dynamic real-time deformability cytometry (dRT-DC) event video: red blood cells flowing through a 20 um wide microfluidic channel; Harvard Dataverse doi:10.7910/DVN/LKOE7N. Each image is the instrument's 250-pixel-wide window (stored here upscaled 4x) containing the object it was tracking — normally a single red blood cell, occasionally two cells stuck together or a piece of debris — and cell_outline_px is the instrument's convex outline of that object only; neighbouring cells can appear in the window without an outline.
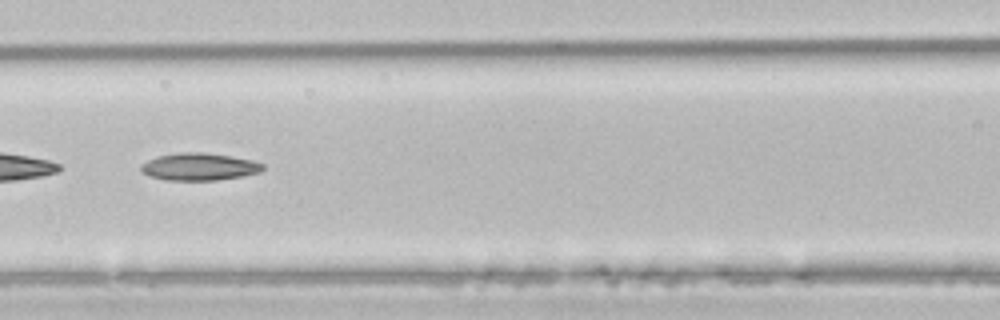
{"species": "common noctule bat (a hibernating species)", "species_latin": "Nyctalus noctula", "temperature_condition": "room temperature", "stored_images_in_passage": 49, "segment_of_instrument_passage": [2, 2], "camera_frame_rate_fps": 3000, "um_per_image_px": 0.085, "animal": {"sex": "male", "body_mass_g": 21.5, "forearm_length_mm": 52.0}, "frame": {"image": 1, "passage_image": 22, "time_ms": 7.0, "image_size_px": [1000, 320], "cell_outline_px": [[264, 168], [260, 172], [240, 176], [216, 180], [164, 180], [148, 176], [140, 172], [140, 164], [148, 160], [160, 156], [180, 152], [204, 152], [252, 160], [264, 164]], "centroid_in_image_um": [16.88, 14.18], "position_along_channel_um": 149.7, "area_um2": 19.36}}
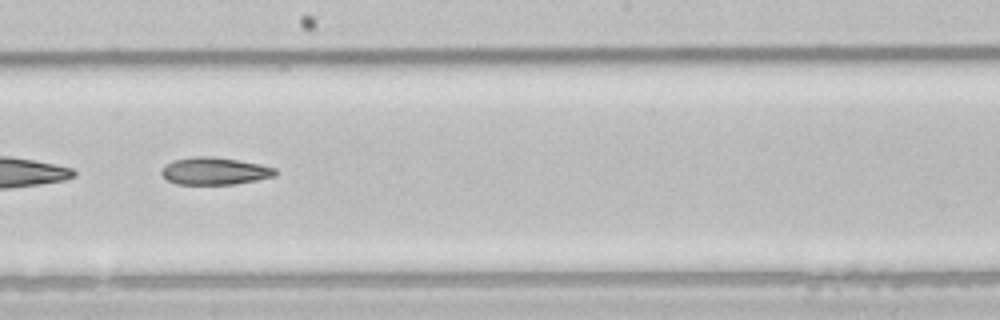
{"frame": {"image": 2, "passage_image": 28, "time_ms": 9.0, "image_size_px": [1000, 320], "cell_outline_px": [[276, 176], [236, 184], [176, 184], [168, 180], [160, 172], [172, 160], [196, 156], [212, 156], [260, 164], [276, 168]], "centroid_in_image_um": [18.26, 14.54], "position_along_channel_um": 229.9, "area_um2": 17.98}}
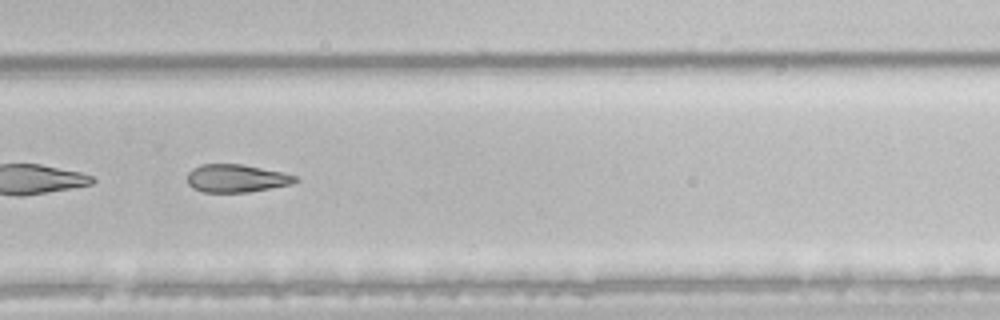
{"frame": {"image": 3, "passage_image": 34, "time_ms": 11.0, "image_size_px": [1000, 320], "cell_outline_px": [[300, 180], [292, 184], [248, 192], [204, 192], [192, 188], [188, 184], [188, 172], [192, 168], [200, 164], [244, 164], [284, 172], [296, 176]], "centroid_in_image_um": [20.1, 15.15], "position_along_channel_um": 309.7, "area_um2": 17.74}}